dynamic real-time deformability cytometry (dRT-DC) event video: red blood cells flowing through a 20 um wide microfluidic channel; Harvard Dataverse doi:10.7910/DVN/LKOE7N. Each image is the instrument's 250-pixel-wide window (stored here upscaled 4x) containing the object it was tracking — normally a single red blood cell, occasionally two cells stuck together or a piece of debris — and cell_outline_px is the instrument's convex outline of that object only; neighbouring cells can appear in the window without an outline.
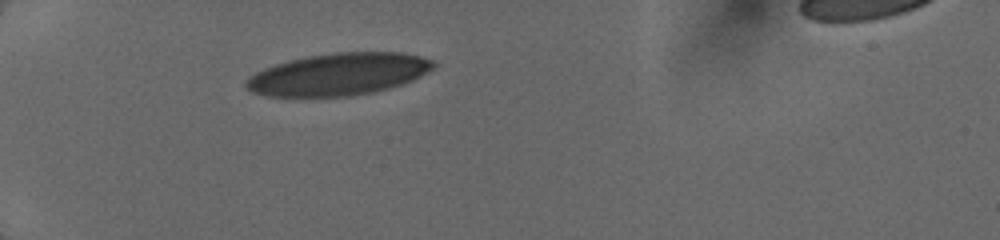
{"species": "human", "species_latin": "Homo sapiens", "temperature_condition": "cold", "stored_images_in_passage": 5, "camera_frame_rate_fps": 3000, "um_per_image_px": 0.085, "donor": {"sex": "female"}, "frame": {"image": 1, "passage_image": 1, "time_ms": 0.0, "image_size_px": [1000, 240], "cell_outline_px": [[436, 68], [412, 80], [388, 88], [372, 92], [352, 96], [264, 96], [252, 92], [244, 84], [244, 80], [248, 76], [264, 68], [288, 60], [308, 56], [336, 52], [400, 52], [420, 56], [432, 60], [436, 64]], "centroid_in_image_um": [28.76, 6.3], "position_along_channel_um": 56.2, "area_um2": 46.01}}